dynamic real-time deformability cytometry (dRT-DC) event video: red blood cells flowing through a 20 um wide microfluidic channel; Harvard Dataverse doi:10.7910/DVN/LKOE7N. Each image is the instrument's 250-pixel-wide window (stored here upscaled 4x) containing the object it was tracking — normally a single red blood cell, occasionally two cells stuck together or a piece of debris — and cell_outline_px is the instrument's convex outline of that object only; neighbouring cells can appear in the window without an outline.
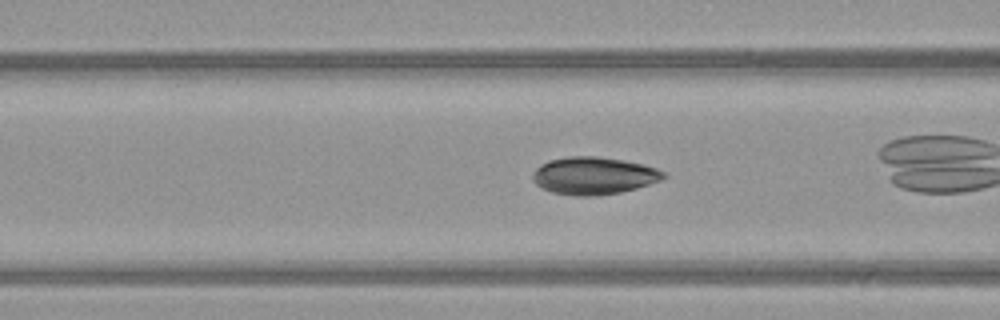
{"species": "common noctule bat (a hibernating species)", "species_latin": "Nyctalus noctula", "temperature_condition": "warm", "stored_images_in_passage": 25, "camera_frame_rate_fps": 3000, "um_per_image_px": 0.085, "animal": {"sex": "female", "body_mass_g": 21.9}, "frame": {"image": 1, "passage_image": 4, "time_ms": 1.0, "image_size_px": [1000, 320], "cell_outline_px": [[668, 176], [660, 180], [636, 188], [620, 192], [596, 196], [576, 196], [552, 192], [540, 188], [532, 180], [532, 176], [536, 168], [540, 164], [548, 160], [568, 156], [596, 156], [624, 160], [644, 164], [656, 168], [664, 172]], "centroid_in_image_um": [50.44, 14.93], "position_along_channel_um": 116.2, "area_um2": 28.73}}